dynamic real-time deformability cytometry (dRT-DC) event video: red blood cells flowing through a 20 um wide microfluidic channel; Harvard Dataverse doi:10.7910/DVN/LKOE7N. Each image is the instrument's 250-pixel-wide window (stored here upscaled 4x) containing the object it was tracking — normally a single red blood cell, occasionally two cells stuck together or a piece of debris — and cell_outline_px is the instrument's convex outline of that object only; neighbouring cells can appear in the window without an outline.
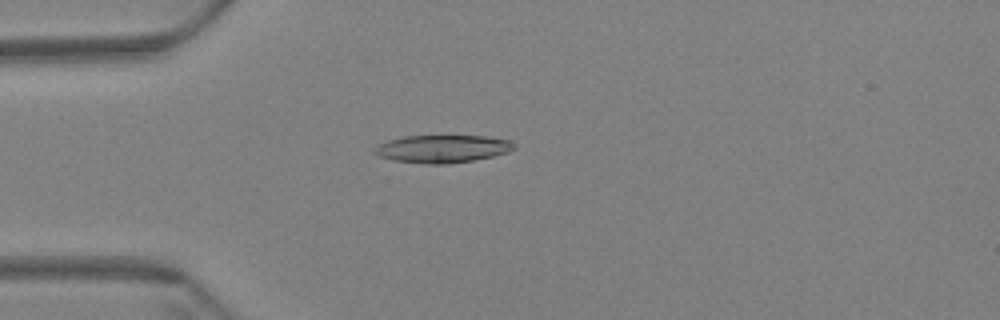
{"species": "Egyptian fruit bat (a non-hibernating species)", "species_latin": "Rousettus aegyptiacus", "temperature_condition": "warm", "stored_images_in_passage": 59, "camera_frame_rate_fps": 3000, "um_per_image_px": 0.085, "animal": {"sex": "female"}, "frame": {"image": 1, "passage_image": 16, "time_ms": 5.0, "image_size_px": [1000, 320], "cell_outline_px": [[516, 148], [508, 152], [476, 160], [444, 164], [424, 164], [392, 160], [380, 156], [372, 152], [380, 144], [388, 140], [404, 136], [488, 136], [512, 140], [516, 144]], "centroid_in_image_um": [37.66, 12.65], "position_along_channel_um": 47.3, "area_um2": 22.66}}
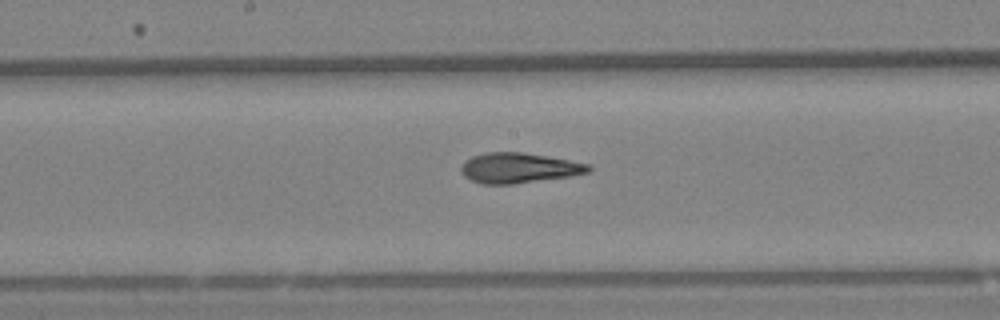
{"frame": {"image": 2, "passage_image": 31, "time_ms": 10.0, "image_size_px": [1000, 320], "cell_outline_px": [[592, 172], [572, 176], [512, 184], [480, 184], [464, 176], [460, 172], [460, 168], [464, 160], [472, 156], [484, 152], [524, 152], [548, 156], [592, 164]], "centroid_in_image_um": [44.13, 14.27], "position_along_channel_um": 204.1, "area_um2": 22.83}}
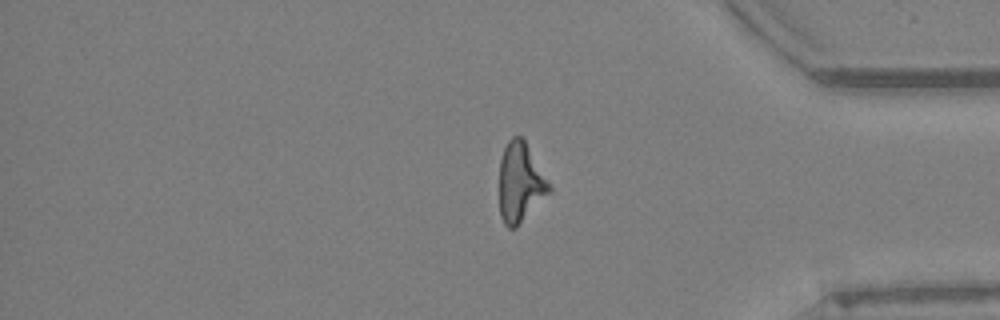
{"frame": {"image": 3, "passage_image": 49, "time_ms": 16.0, "image_size_px": [1000, 320], "cell_outline_px": [[552, 192], [516, 228], [508, 228], [504, 224], [500, 216], [500, 160], [504, 148], [508, 140], [512, 136], [520, 136], [524, 140], [552, 188]], "centroid_in_image_um": [44.23, 15.56], "position_along_channel_um": 391.0, "area_um2": 23.06}, "authors_computed_cell_mechanics": {"area_um2": 23.2934, "velocity_mm_per_s": 3.4629, "shape_relaxation_time_tau1_ms": 5.5258, "shape_relaxation_time_tau2_ms": 2.757, "deformation_change_tau1": 0.1784, "deformation_change_tau2": 0.1246}}